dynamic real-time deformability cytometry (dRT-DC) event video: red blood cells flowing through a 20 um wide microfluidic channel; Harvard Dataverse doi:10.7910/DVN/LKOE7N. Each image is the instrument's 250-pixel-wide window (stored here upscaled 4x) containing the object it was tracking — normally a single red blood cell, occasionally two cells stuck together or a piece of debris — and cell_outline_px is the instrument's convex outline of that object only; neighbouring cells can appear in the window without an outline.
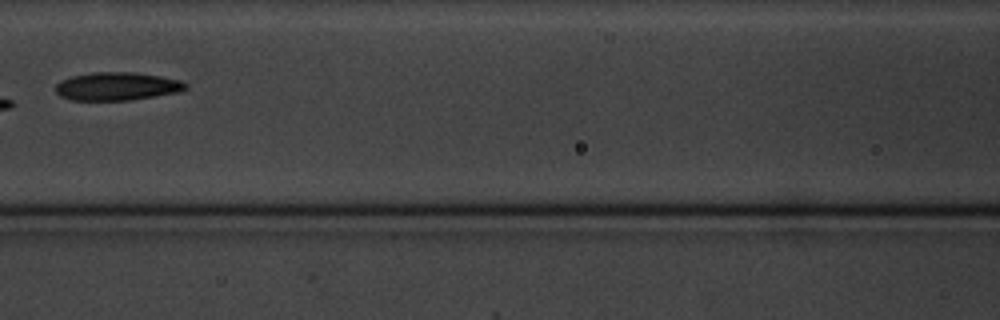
{"species": "common noctule bat (a hibernating species)", "species_latin": "Nyctalus noctula", "temperature_condition": "cold", "stored_images_in_passage": 9, "camera_frame_rate_fps": 3000, "um_per_image_px": 0.085, "animal": {"sex": "male", "body_mass_g": 20.1, "forearm_length_mm": 53.5}, "frame": {"image": 1, "passage_image": 6, "time_ms": 7.667, "image_size_px": [1000, 320], "cell_outline_px": [[188, 88], [180, 92], [132, 100], [68, 100], [60, 96], [56, 92], [56, 84], [60, 80], [72, 76], [92, 72], [136, 72], [160, 76], [180, 80], [188, 84]], "centroid_in_image_um": [9.96, 7.34], "position_along_channel_um": 156.6, "area_um2": 21.56}}
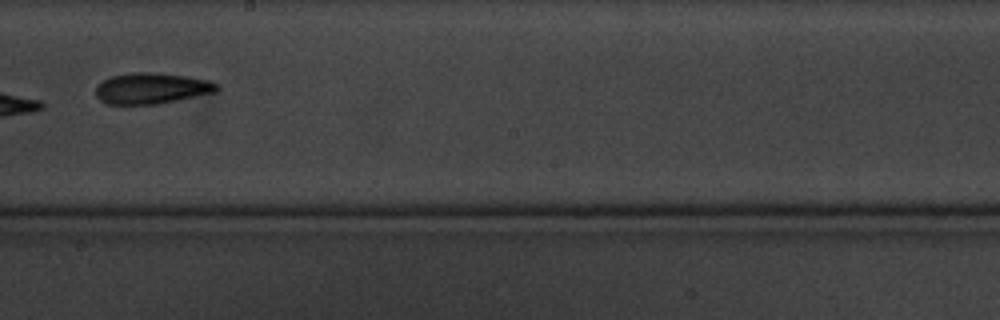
{"frame": {"image": 2, "passage_image": 8, "time_ms": 10.0, "image_size_px": [1000, 320], "cell_outline_px": [[220, 88], [216, 92], [156, 104], [108, 104], [100, 100], [96, 96], [96, 88], [104, 80], [112, 76], [132, 72], [160, 72], [188, 76], [212, 80], [220, 84]], "centroid_in_image_um": [12.95, 7.49], "position_along_channel_um": 235.2, "area_um2": 22.02}}
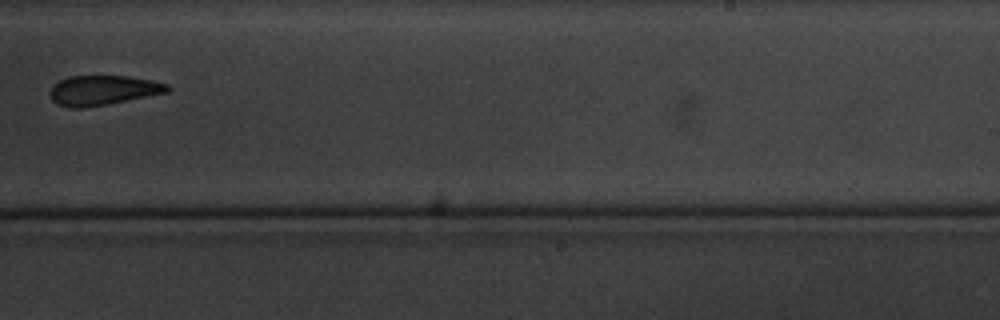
{"frame": {"image": 3, "passage_image": 9, "time_ms": 11.333, "image_size_px": [1000, 320], "cell_outline_px": [[172, 88], [168, 92], [108, 104], [80, 108], [68, 108], [56, 104], [52, 100], [48, 92], [52, 84], [68, 76], [128, 76], [152, 80], [168, 84]], "centroid_in_image_um": [8.71, 7.67], "position_along_channel_um": 280.3, "area_um2": 20.58}}